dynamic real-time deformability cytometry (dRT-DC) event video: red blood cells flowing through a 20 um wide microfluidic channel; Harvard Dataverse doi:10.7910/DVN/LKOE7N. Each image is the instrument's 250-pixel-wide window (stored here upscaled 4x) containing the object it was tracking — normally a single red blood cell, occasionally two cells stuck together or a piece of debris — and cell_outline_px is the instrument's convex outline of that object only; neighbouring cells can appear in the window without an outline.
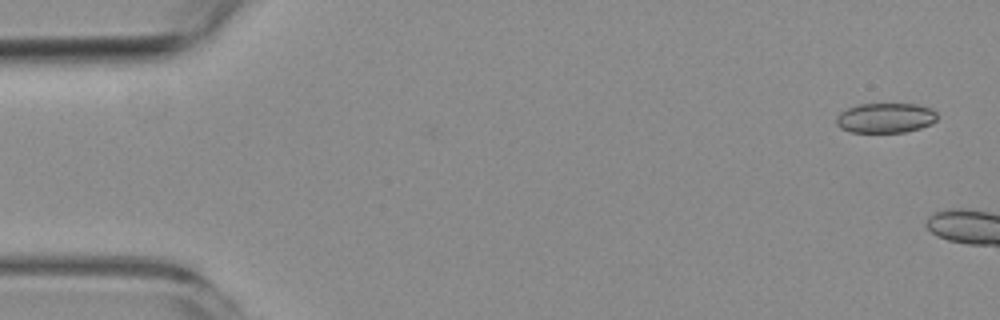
{"species": "common noctule bat (a hibernating species)", "species_latin": "Nyctalus noctula", "temperature_condition": "room temperature", "stored_images_in_passage": 2, "camera_frame_rate_fps": 3000, "um_per_image_px": 0.085, "animal": {"sex": "female", "body_mass_g": 19.3, "forearm_length_mm": 54.1}, "frame": {"image": 1, "passage_image": 1, "time_ms": 0.0, "image_size_px": [1000, 320], "cell_outline_px": [[936, 120], [932, 124], [920, 128], [904, 132], [852, 132], [840, 128], [836, 124], [836, 116], [840, 112], [848, 108], [860, 104], [916, 104], [932, 108], [936, 112]], "centroid_in_image_um": [75.27, 10.02], "position_along_channel_um": 9.7, "area_um2": 17.63}}